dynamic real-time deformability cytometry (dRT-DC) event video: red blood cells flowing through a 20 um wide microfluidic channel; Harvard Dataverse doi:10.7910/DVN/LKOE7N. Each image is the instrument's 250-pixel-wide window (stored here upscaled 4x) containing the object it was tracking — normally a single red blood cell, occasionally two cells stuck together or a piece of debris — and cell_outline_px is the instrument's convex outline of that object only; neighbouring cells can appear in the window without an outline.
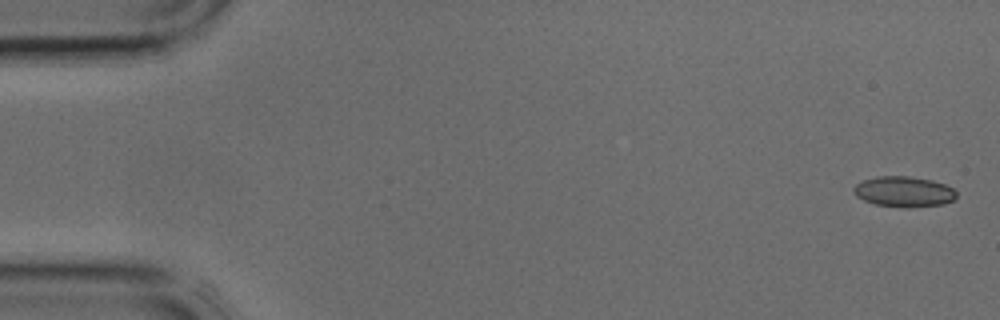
{"species": "common noctule bat (a hibernating species)", "species_latin": "Nyctalus noctula", "temperature_condition": "cold", "stored_images_in_passage": 12, "camera_frame_rate_fps": 3000, "um_per_image_px": 0.085, "animal": {"sex": "male", "body_mass_g": 17.9, "forearm_length_mm": 54.2}, "frame": {"image": 1, "passage_image": 1, "time_ms": 0.0, "image_size_px": [1000, 320], "cell_outline_px": [[956, 196], [952, 200], [944, 204], [908, 208], [876, 204], [864, 200], [856, 196], [852, 192], [852, 188], [856, 184], [864, 180], [876, 176], [908, 176], [932, 180], [944, 184], [952, 188], [956, 192]], "centroid_in_image_um": [76.81, 16.29], "position_along_channel_um": 8.2, "area_um2": 18.26}}